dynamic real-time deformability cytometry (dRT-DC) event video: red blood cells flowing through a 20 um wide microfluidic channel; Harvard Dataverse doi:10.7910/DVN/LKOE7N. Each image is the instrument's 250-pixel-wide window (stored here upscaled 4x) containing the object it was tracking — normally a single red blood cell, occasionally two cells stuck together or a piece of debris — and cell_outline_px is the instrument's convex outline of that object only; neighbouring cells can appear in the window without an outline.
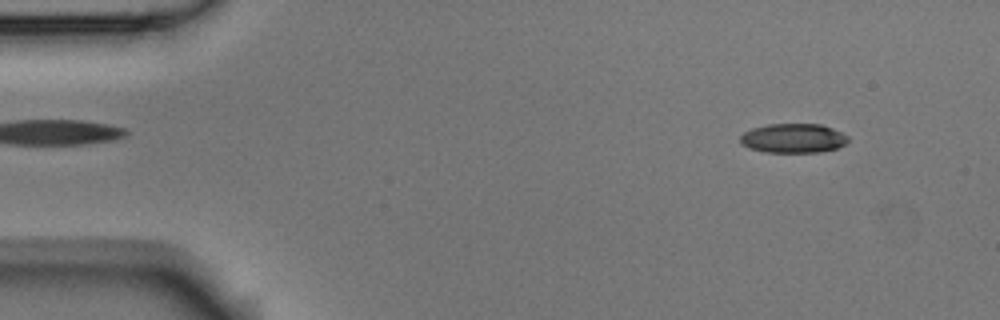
{"species": "Egyptian fruit bat (a non-hibernating species)", "species_latin": "Rousettus aegyptiacus", "temperature_condition": "room temperature", "stored_images_in_passage": 4, "camera_frame_rate_fps": 3000, "um_per_image_px": 0.085, "animal": {"sex": "male"}, "frame": {"image": 1, "passage_image": 1, "time_ms": 0.0, "image_size_px": [1000, 320], "cell_outline_px": [[848, 140], [844, 144], [836, 148], [820, 152], [768, 152], [748, 148], [740, 144], [740, 136], [744, 132], [752, 128], [768, 124], [820, 124], [832, 128], [848, 136]], "centroid_in_image_um": [67.39, 11.75], "position_along_channel_um": 17.6, "area_um2": 18.38}}
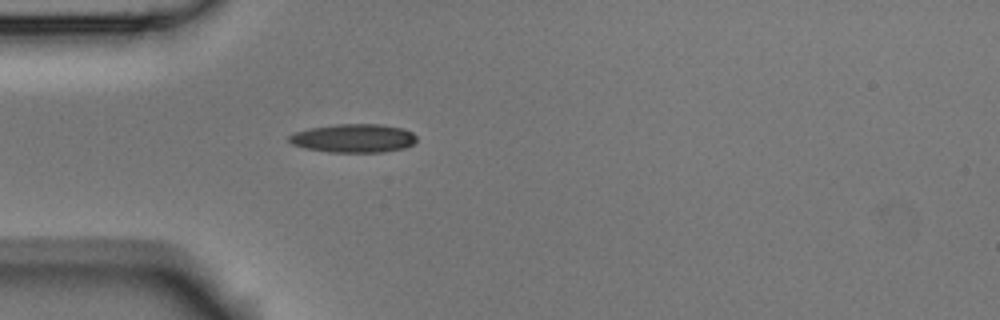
{"frame": {"image": 2, "passage_image": 4, "time_ms": 1.0, "image_size_px": [1000, 320], "cell_outline_px": [[416, 140], [412, 144], [404, 148], [384, 152], [328, 152], [304, 148], [292, 144], [288, 140], [288, 136], [296, 132], [312, 128], [336, 124], [380, 124], [404, 128], [412, 132], [416, 136]], "centroid_in_image_um": [30.07, 11.75], "position_along_channel_um": 54.9, "area_um2": 21.21}}